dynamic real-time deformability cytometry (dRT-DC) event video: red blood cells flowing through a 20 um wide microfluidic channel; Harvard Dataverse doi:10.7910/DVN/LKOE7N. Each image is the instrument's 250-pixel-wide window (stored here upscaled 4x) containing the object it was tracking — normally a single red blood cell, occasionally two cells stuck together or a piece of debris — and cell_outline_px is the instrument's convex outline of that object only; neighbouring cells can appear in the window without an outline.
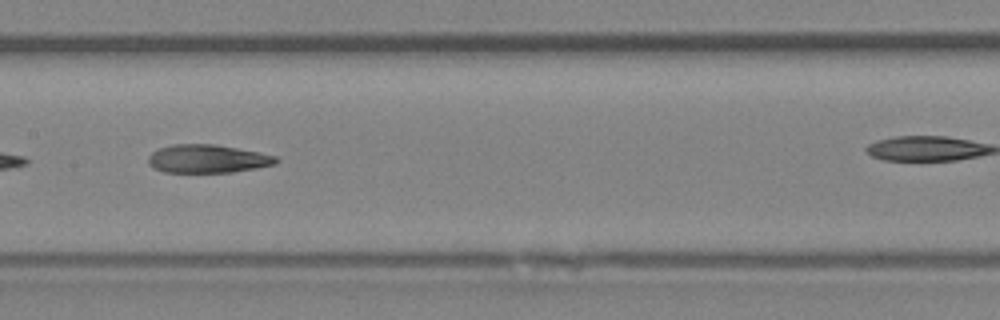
{"species": "Egyptian fruit bat (a non-hibernating species)", "species_latin": "Rousettus aegyptiacus", "temperature_condition": "room temperature", "stored_images_in_passage": 27, "camera_frame_rate_fps": 3000, "um_per_image_px": 0.085, "animal": {"sex": "female"}, "frame": {"image": 1, "passage_image": 12, "time_ms": 3.667, "image_size_px": [1000, 320], "cell_outline_px": [[280, 160], [276, 164], [256, 168], [232, 172], [164, 172], [148, 164], [148, 156], [152, 152], [160, 148], [172, 144], [216, 144], [260, 152], [276, 156]], "centroid_in_image_um": [17.67, 13.49], "position_along_channel_um": 189.7, "area_um2": 21.1}}